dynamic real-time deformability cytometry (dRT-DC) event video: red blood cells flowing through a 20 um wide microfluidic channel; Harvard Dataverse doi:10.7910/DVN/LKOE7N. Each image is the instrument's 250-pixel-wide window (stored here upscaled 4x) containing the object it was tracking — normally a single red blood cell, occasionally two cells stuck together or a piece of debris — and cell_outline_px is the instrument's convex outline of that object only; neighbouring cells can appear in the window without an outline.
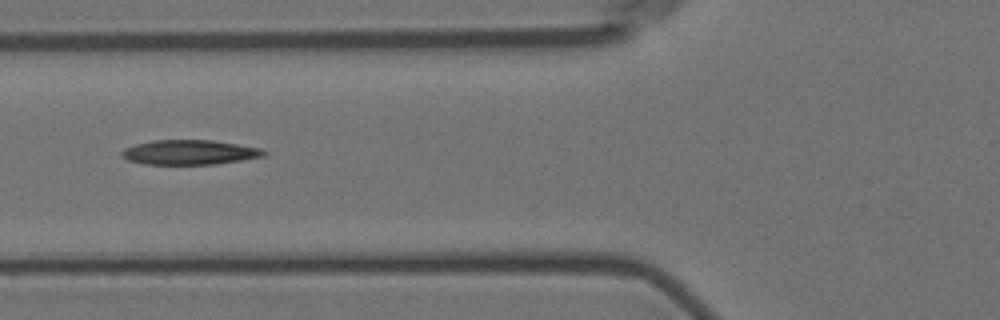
{"species": "Egyptian fruit bat (a non-hibernating species)", "species_latin": "Rousettus aegyptiacus", "temperature_condition": "room temperature", "stored_images_in_passage": 6, "camera_frame_rate_fps": 3000, "um_per_image_px": 0.085, "animal": {"sex": "female"}, "frame": {"image": 1, "passage_image": 6, "time_ms": 6.0, "image_size_px": [1000, 320], "cell_outline_px": [[268, 152], [264, 156], [216, 164], [144, 164], [128, 160], [120, 152], [124, 148], [136, 144], [152, 140], [212, 140], [260, 148]], "centroid_in_image_um": [16.1, 12.94], "position_along_channel_um": 109.7, "area_um2": 20.29}}